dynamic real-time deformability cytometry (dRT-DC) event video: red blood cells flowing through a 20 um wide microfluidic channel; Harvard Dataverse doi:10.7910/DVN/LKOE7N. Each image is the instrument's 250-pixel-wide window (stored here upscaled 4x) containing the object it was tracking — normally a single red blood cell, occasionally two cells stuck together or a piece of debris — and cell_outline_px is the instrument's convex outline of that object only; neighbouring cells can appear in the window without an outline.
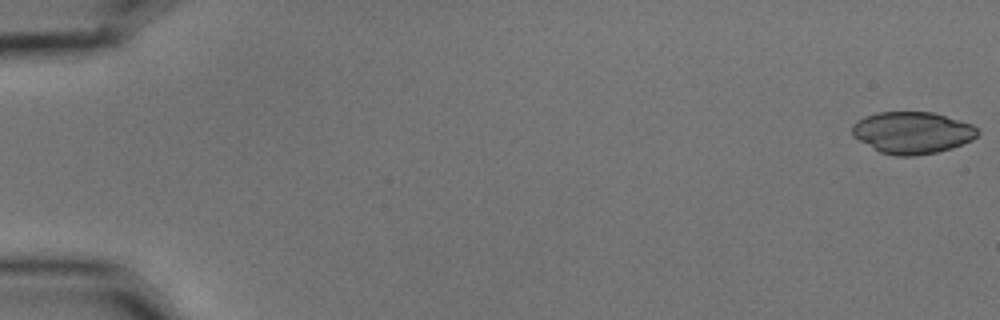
{"species": "common noctule bat (a hibernating species)", "species_latin": "Nyctalus noctula", "temperature_condition": "cold", "stored_images_in_passage": 56, "camera_frame_rate_fps": 3000, "um_per_image_px": 0.085, "animal": {"sex": "male", "body_mass_g": 15.6}, "frame": {"image": 1, "passage_image": 1, "time_ms": 0.0, "image_size_px": [1000, 320], "cell_outline_px": [[980, 132], [972, 140], [952, 148], [936, 152], [912, 156], [896, 156], [880, 152], [852, 136], [852, 124], [864, 116], [876, 112], [932, 112], [960, 120], [972, 124]], "centroid_in_image_um": [77.53, 11.27], "position_along_channel_um": 7.5, "area_um2": 30.63}}